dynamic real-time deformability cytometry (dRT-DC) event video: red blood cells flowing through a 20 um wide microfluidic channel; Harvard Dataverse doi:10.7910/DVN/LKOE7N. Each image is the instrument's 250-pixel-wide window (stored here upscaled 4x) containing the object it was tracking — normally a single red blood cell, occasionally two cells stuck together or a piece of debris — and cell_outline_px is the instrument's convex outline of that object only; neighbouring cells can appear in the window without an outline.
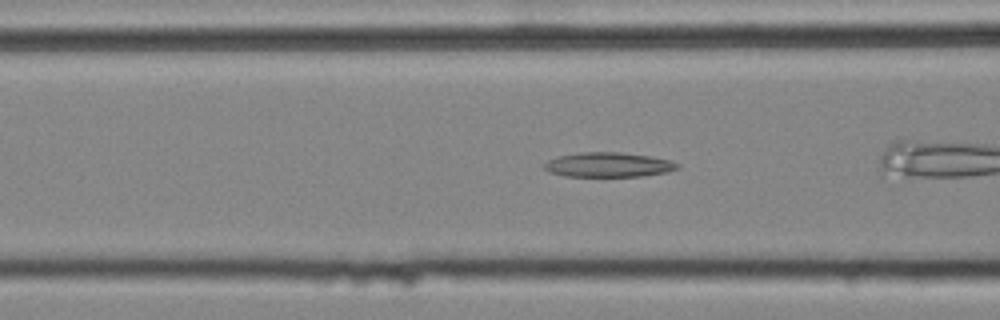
{"species": "common noctule bat (a hibernating species)", "species_latin": "Nyctalus noctula", "temperature_condition": "cold", "stored_images_in_passage": 54, "camera_frame_rate_fps": 3000, "um_per_image_px": 0.085, "animal": {"sex": "female", "body_mass_g": 25.1}, "frame": {"image": 1, "passage_image": 19, "time_ms": 6.0, "image_size_px": [1000, 320], "cell_outline_px": [[680, 168], [668, 172], [644, 176], [564, 176], [548, 172], [544, 168], [544, 164], [548, 160], [560, 156], [580, 152], [620, 152], [652, 156], [668, 160], [680, 164]], "centroid_in_image_um": [51.74, 14.0], "position_along_channel_um": 114.9, "area_um2": 19.19}}
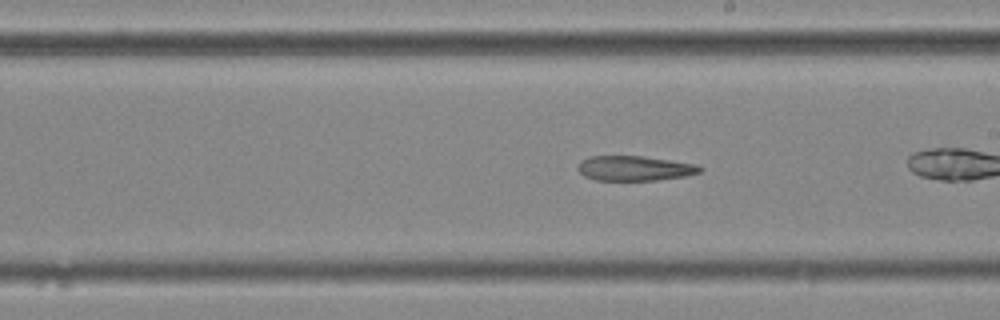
{"frame": {"image": 2, "passage_image": 29, "time_ms": 9.333, "image_size_px": [1000, 320], "cell_outline_px": [[704, 168], [700, 172], [684, 176], [656, 180], [596, 180], [584, 176], [576, 168], [580, 160], [588, 156], [644, 156], [696, 164]], "centroid_in_image_um": [53.9, 14.3], "position_along_channel_um": 235.1, "area_um2": 17.74}}
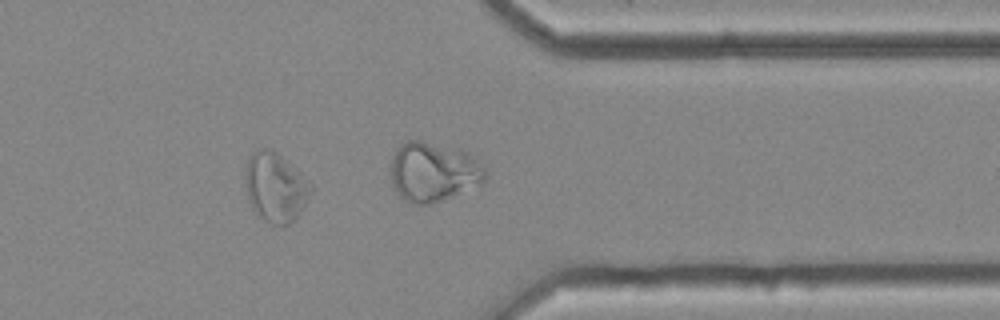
{"frame": {"image": 3, "passage_image": 43, "time_ms": 14.0, "image_size_px": [1000, 320], "cell_outline_px": [[312, 192], [308, 200], [300, 212], [288, 224], [272, 224], [260, 220], [252, 208], [248, 200], [244, 180], [248, 156], [252, 152], [260, 148], [268, 148], [276, 152], [312, 184]], "centroid_in_image_um": [23.37, 15.93], "position_along_channel_um": 388.0, "area_um2": 26.47}}